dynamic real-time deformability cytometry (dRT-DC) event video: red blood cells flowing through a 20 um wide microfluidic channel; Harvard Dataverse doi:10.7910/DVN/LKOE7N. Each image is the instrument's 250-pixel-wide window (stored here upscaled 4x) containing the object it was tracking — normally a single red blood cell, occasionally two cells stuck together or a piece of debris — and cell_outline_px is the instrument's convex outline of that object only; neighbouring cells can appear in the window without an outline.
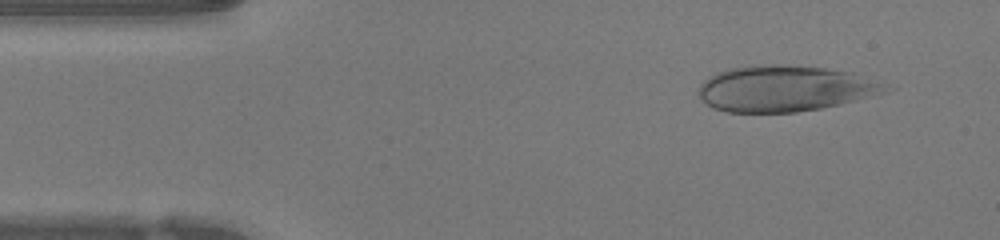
{"species": "human", "species_latin": "Homo sapiens", "temperature_condition": "warm", "stored_images_in_passage": 46, "camera_frame_rate_fps": 3000, "um_per_image_px": 0.085, "donor": {"sex": "female"}, "frame": {"image": 1, "passage_image": 4, "time_ms": 1.0, "image_size_px": [1000, 240], "cell_outline_px": [[896, 88], [884, 92], [856, 100], [840, 104], [820, 108], [796, 112], [728, 112], [712, 108], [700, 96], [700, 84], [704, 80], [716, 72], [728, 68], [760, 64], [784, 64], [824, 68], [852, 72]], "centroid_in_image_um": [66.71, 7.51], "position_along_channel_um": 18.3, "area_um2": 49.94}}
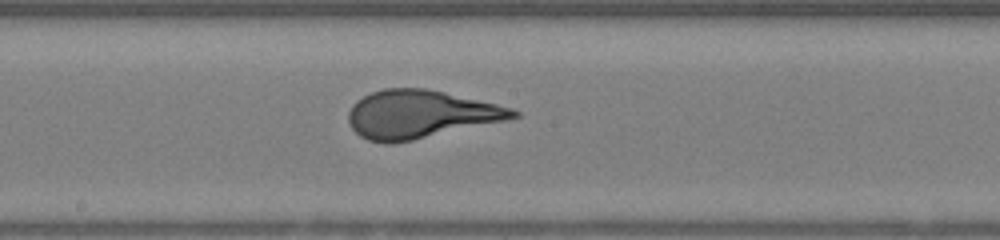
{"frame": {"image": 2, "passage_image": 23, "time_ms": 7.333, "image_size_px": [1000, 240], "cell_outline_px": [[520, 116], [504, 120], [412, 140], [392, 144], [384, 144], [368, 140], [360, 136], [352, 128], [348, 120], [348, 112], [352, 104], [356, 100], [372, 92], [384, 88], [424, 88], [444, 92], [496, 104], [512, 108], [520, 112]], "centroid_in_image_um": [35.66, 9.71], "position_along_channel_um": 212.5, "area_um2": 45.66}}
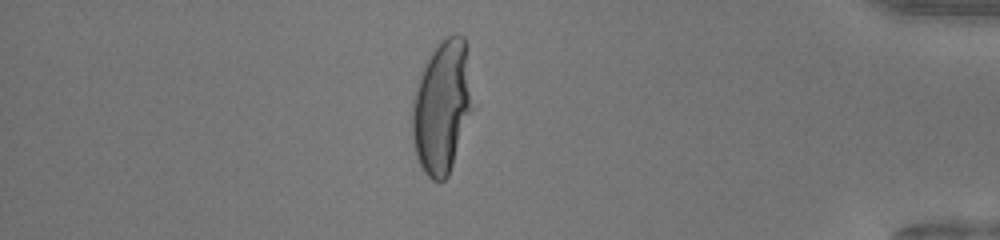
{"frame": {"image": 3, "passage_image": 39, "time_ms": 12.667, "image_size_px": [1000, 240], "cell_outline_px": [[476, 108], [448, 176], [444, 180], [432, 180], [424, 172], [416, 156], [412, 144], [412, 100], [420, 72], [424, 64], [440, 40], [452, 32], [456, 32], [464, 36], [468, 44], [476, 104]], "centroid_in_image_um": [37.65, 9.01], "position_along_channel_um": 397.6, "area_um2": 49.07}, "authors_computed_cell_mechanics": {"area_um2": 47.5983, "velocity_mm_per_s": 4.2958, "shape_relaxation_time_tau1_ms": 6.3512, "shape_relaxation_time_tau2_ms": null, "deformation_change_tau1": 0.2949, "deformation_change_tau2": null}}